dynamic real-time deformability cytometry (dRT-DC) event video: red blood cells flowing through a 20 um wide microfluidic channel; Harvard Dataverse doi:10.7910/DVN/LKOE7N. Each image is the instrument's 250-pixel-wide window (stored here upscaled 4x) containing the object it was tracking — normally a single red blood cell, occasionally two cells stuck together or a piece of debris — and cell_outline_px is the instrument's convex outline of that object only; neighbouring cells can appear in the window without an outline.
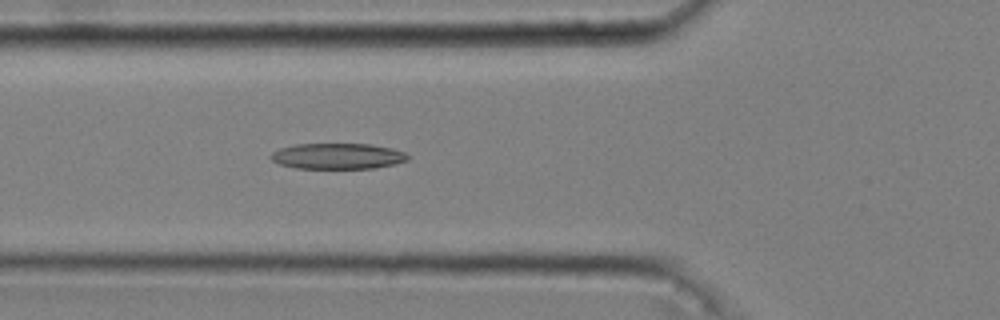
{"species": "common noctule bat (a hibernating species)", "species_latin": "Nyctalus noctula", "temperature_condition": "cold", "stored_images_in_passage": 52, "camera_frame_rate_fps": 3000, "um_per_image_px": 0.085, "animal": {"sex": "male", "body_mass_g": 20.4}, "frame": {"image": 1, "passage_image": 19, "time_ms": 6.0, "image_size_px": [1000, 320], "cell_outline_px": [[408, 160], [396, 164], [376, 168], [296, 168], [280, 164], [272, 160], [268, 156], [272, 152], [280, 148], [296, 144], [372, 144], [392, 148], [404, 152], [408, 156]], "centroid_in_image_um": [28.7, 13.27], "position_along_channel_um": 97.1, "area_um2": 20.63}}
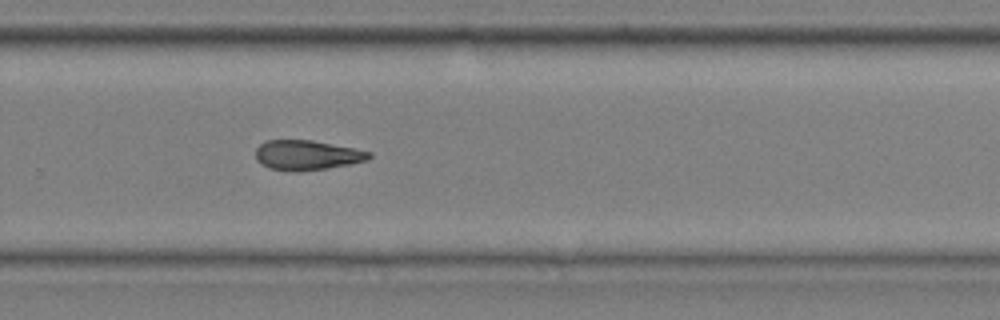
{"frame": {"image": 2, "passage_image": 36, "time_ms": 11.667, "image_size_px": [1000, 320], "cell_outline_px": [[372, 156], [368, 160], [348, 164], [324, 168], [296, 172], [288, 172], [268, 168], [260, 164], [256, 160], [256, 148], [264, 140], [312, 140], [372, 152]], "centroid_in_image_um": [26.03, 13.19], "position_along_channel_um": 303.8, "area_um2": 19.77}}
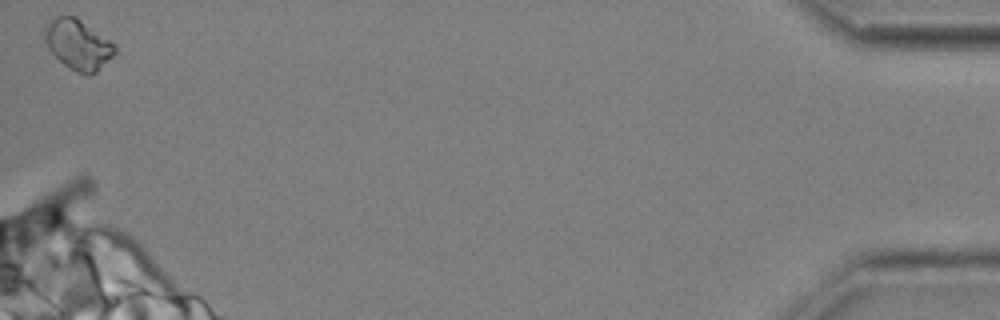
{"frame": {"image": 3, "passage_image": 52, "time_ms": 17.0, "image_size_px": [1000, 320], "cell_outline_px": [[116, 52], [96, 72], [88, 76], [76, 72], [64, 64], [48, 48], [44, 40], [44, 28], [56, 16], [76, 16], [116, 44]], "centroid_in_image_um": [6.65, 3.78], "position_along_channel_um": 428.6, "area_um2": 20.4}, "authors_computed_cell_mechanics": {"area_um2": 20.0855, "velocity_mm_per_s": 3.6477, "shape_relaxation_time_tau1_ms": 5.864, "shape_relaxation_time_tau2_ms": 6.2354, "deformation_change_tau1": 0.1534, "deformation_change_tau2": 0.1738}}